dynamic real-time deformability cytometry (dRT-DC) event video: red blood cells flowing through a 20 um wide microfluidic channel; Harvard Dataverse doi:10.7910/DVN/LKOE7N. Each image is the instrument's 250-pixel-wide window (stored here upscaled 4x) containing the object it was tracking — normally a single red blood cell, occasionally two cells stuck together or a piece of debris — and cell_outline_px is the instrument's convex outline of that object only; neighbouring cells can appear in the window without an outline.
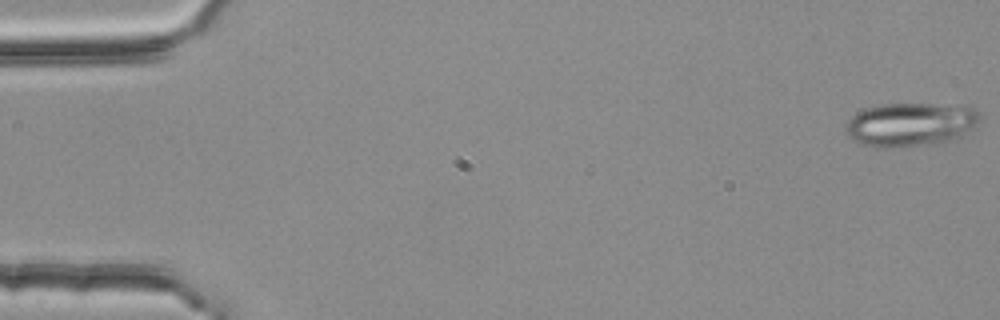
{"species": "common noctule bat (a hibernating species)", "species_latin": "Nyctalus noctula", "temperature_condition": "room temperature", "stored_images_in_passage": 5, "camera_frame_rate_fps": 3000, "um_per_image_px": 0.085, "animal": {"sex": "female", "body_mass_g": 25.1}, "frame": {"image": 1, "passage_image": 1, "time_ms": 0.0, "image_size_px": [1000, 320], "cell_outline_px": [[980, 120], [972, 128], [948, 140], [900, 148], [872, 148], [860, 144], [852, 140], [848, 132], [848, 120], [856, 112], [868, 108], [884, 104], [928, 104], [972, 108], [980, 116]], "centroid_in_image_um": [77.3, 10.6], "position_along_channel_um": 7.7, "area_um2": 33.35}}